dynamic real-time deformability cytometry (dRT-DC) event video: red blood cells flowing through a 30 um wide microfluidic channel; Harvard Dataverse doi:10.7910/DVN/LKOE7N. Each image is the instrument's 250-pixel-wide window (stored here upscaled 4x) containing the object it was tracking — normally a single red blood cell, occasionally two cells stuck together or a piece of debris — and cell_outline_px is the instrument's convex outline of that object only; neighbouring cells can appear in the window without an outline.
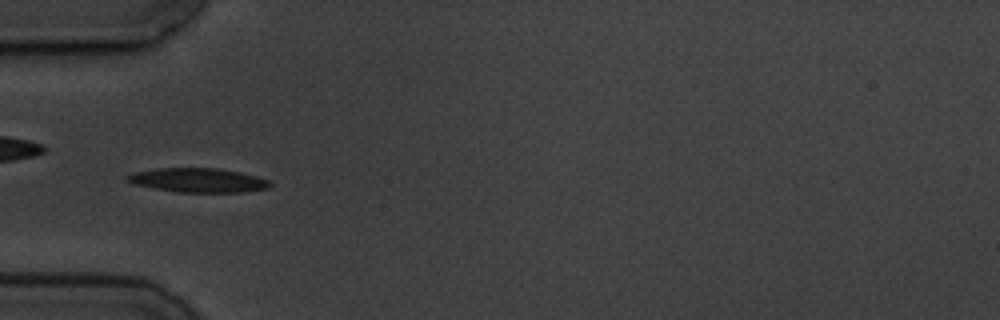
{"species": "common noctule bat (a hibernating species)", "species_latin": "Nyctalus noctula", "temperature_condition": "cold", "stored_images_in_passage": 7, "camera_frame_rate_fps": 3000, "um_per_image_px": 0.085, "animal": {"sex": "male", "body_mass_g": 19.5, "forearm_length_mm": 54.6}, "frame": {"image": 1, "passage_image": 5, "time_ms": 6.333, "image_size_px": [1000, 320], "cell_outline_px": [[272, 184], [268, 188], [244, 192], [176, 192], [132, 184], [124, 176], [136, 172], [156, 168], [220, 168], [240, 172], [268, 180]], "centroid_in_image_um": [16.82, 15.32], "position_along_channel_um": 68.2, "area_um2": 20.06}}
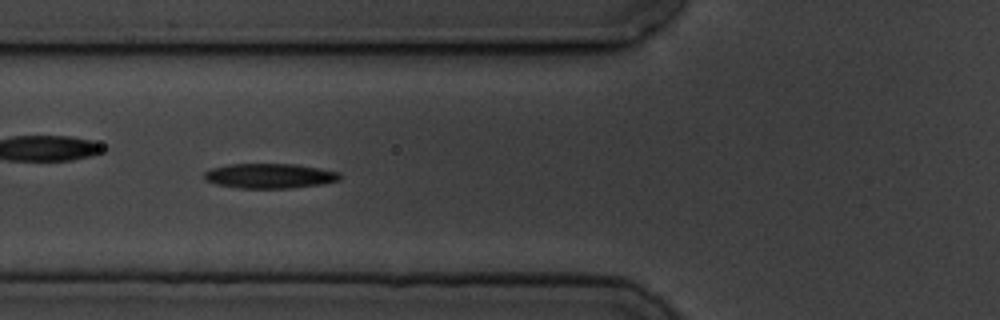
{"frame": {"image": 2, "passage_image": 6, "time_ms": 7.333, "image_size_px": [1000, 320], "cell_outline_px": [[340, 180], [324, 184], [288, 188], [240, 188], [216, 184], [204, 180], [204, 172], [212, 168], [228, 164], [296, 164], [340, 172]], "centroid_in_image_um": [22.92, 14.95], "position_along_channel_um": 102.9, "area_um2": 19.65}}